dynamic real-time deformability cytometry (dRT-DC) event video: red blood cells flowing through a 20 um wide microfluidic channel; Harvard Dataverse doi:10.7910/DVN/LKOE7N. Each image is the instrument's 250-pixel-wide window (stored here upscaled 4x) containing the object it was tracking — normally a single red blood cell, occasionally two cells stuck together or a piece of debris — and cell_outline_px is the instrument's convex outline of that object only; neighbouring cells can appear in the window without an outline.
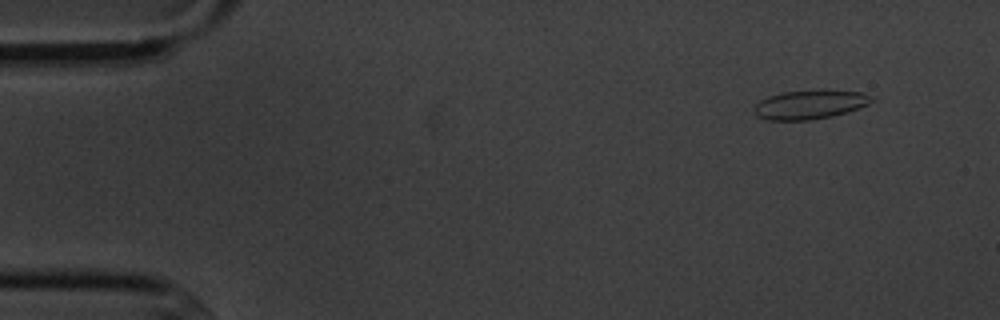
{"species": "common noctule bat (a hibernating species)", "species_latin": "Nyctalus noctula", "temperature_condition": "cold", "stored_images_in_passage": 5, "camera_frame_rate_fps": 3000, "um_per_image_px": 0.085, "animal": {"sex": "male", "body_mass_g": 20.1, "forearm_length_mm": 53.5}, "frame": {"image": 1, "passage_image": 2, "time_ms": 1.333, "image_size_px": [1000, 320], "cell_outline_px": [[876, 100], [868, 104], [832, 116], [808, 120], [768, 120], [756, 116], [752, 108], [760, 100], [768, 96], [784, 92], [820, 88], [828, 88], [864, 92], [876, 96]], "centroid_in_image_um": [68.89, 8.84], "position_along_channel_um": 16.1, "area_um2": 20.52}}